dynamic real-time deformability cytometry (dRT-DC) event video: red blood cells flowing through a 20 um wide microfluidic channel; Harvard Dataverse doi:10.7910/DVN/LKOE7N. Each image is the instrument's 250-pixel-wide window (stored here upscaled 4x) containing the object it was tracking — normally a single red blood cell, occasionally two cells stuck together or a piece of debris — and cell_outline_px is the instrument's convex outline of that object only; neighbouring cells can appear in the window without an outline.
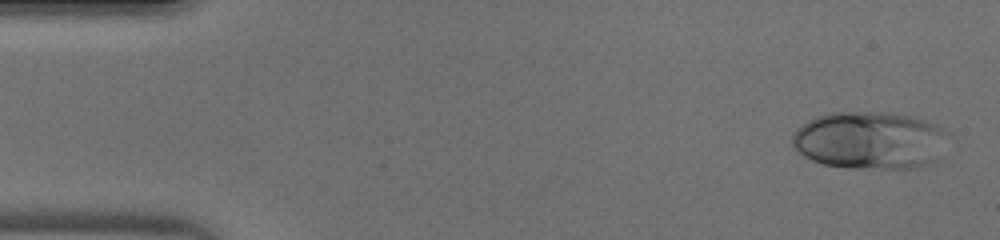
{"species": "human", "species_latin": "Homo sapiens", "temperature_condition": "warm", "stored_images_in_passage": 45, "camera_frame_rate_fps": 3000, "um_per_image_px": 0.085, "donor": {"sex": "male"}, "frame": {"image": 1, "passage_image": 2, "time_ms": 0.333, "image_size_px": [1000, 240], "cell_outline_px": [[952, 136], [936, 160], [928, 164], [916, 168], [844, 168], [824, 164], [812, 160], [804, 156], [792, 148], [792, 132], [796, 128], [808, 120], [816, 116], [828, 112], [892, 112], [912, 116], [936, 124], [948, 132]], "centroid_in_image_um": [73.95, 11.92], "position_along_channel_um": 11.1, "area_um2": 53.35}}
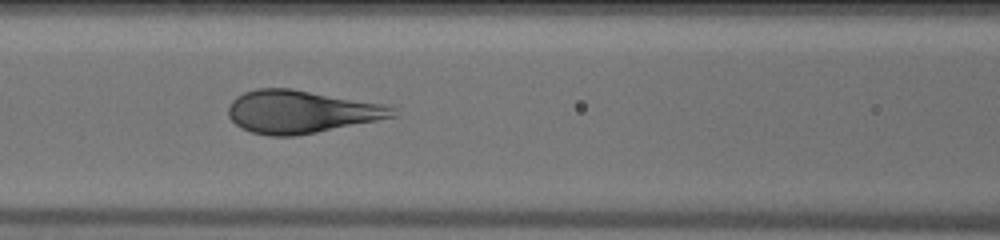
{"frame": {"image": 2, "passage_image": 19, "time_ms": 6.0, "image_size_px": [1000, 240], "cell_outline_px": [[396, 116], [296, 136], [268, 136], [252, 132], [236, 124], [228, 116], [228, 104], [236, 96], [244, 92], [256, 88], [292, 88], [384, 104], [392, 108]], "centroid_in_image_um": [25.52, 9.49], "position_along_channel_um": 141.1, "area_um2": 40.69}}
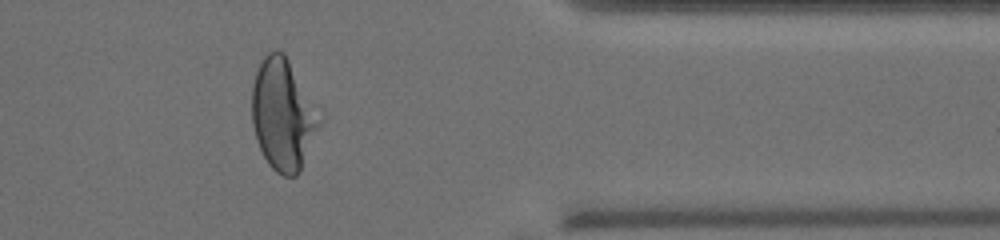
{"frame": {"image": 3, "passage_image": 37, "time_ms": 12.0, "image_size_px": [1000, 240], "cell_outline_px": [[324, 120], [300, 172], [296, 176], [284, 176], [276, 172], [268, 164], [256, 140], [252, 124], [252, 84], [260, 60], [268, 52], [276, 48], [280, 48], [284, 52], [324, 112]], "centroid_in_image_um": [24.12, 9.7], "position_along_channel_um": 387.3, "area_um2": 45.55}}